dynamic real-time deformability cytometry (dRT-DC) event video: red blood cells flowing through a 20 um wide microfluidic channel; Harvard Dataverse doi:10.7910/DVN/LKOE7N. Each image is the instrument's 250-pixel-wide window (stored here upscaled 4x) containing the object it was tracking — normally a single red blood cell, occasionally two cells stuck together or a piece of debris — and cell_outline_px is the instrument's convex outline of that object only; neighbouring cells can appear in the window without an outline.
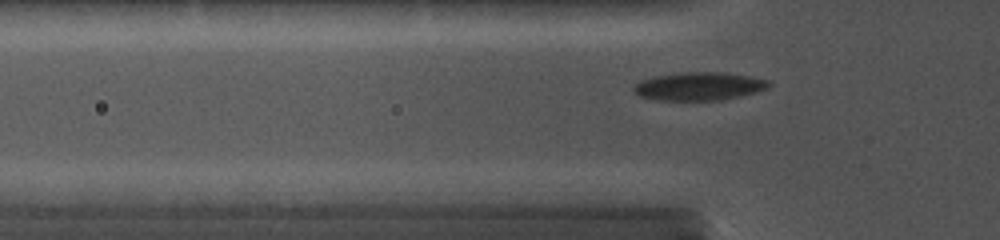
{"species": "common noctule bat (a hibernating species)", "species_latin": "Nyctalus noctula", "temperature_condition": "cold", "stored_images_in_passage": 27, "camera_frame_rate_fps": 5000, "um_per_image_px": 0.085, "animal": {"sex": "female", "body_mass_g": 19.0, "forearm_length_mm": 56.7}, "frame": {"image": 1, "passage_image": 8, "time_ms": 3.0, "image_size_px": [1000, 240], "cell_outline_px": [[772, 84], [768, 88], [756, 92], [740, 96], [720, 100], [656, 100], [640, 96], [632, 88], [640, 80], [652, 76], [680, 72], [724, 72], [772, 80]], "centroid_in_image_um": [59.44, 7.32], "position_along_channel_um": 66.4, "area_um2": 22.37}}
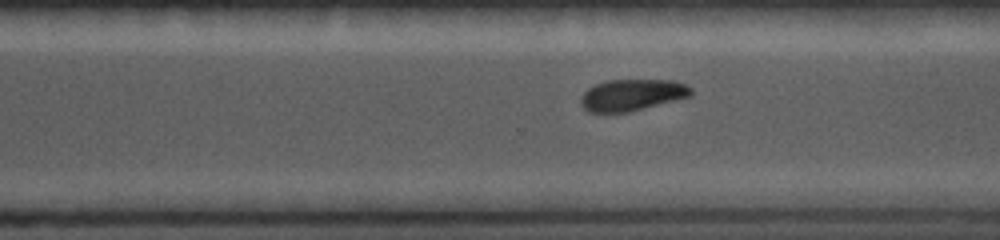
{"frame": {"image": 2, "passage_image": 22, "time_ms": 9.2, "image_size_px": [1000, 240], "cell_outline_px": [[692, 96], [628, 112], [588, 112], [580, 104], [580, 96], [588, 88], [596, 84], [608, 80], [676, 80], [692, 88]], "centroid_in_image_um": [53.72, 8.07], "position_along_channel_um": 316.9, "area_um2": 20.29}}
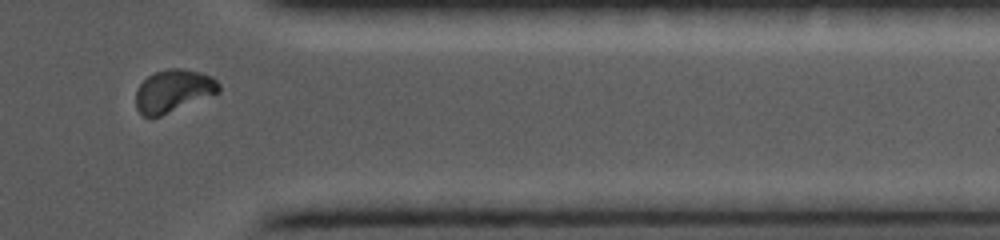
{"frame": {"image": 3, "passage_image": 25, "time_ms": 11.2, "image_size_px": [1000, 240], "cell_outline_px": [[220, 92], [152, 120], [144, 116], [136, 108], [136, 88], [148, 76], [156, 72], [168, 68], [180, 68], [200, 72], [212, 76], [220, 84]], "centroid_in_image_um": [14.72, 7.75], "position_along_channel_um": 396.7, "area_um2": 20.87}}